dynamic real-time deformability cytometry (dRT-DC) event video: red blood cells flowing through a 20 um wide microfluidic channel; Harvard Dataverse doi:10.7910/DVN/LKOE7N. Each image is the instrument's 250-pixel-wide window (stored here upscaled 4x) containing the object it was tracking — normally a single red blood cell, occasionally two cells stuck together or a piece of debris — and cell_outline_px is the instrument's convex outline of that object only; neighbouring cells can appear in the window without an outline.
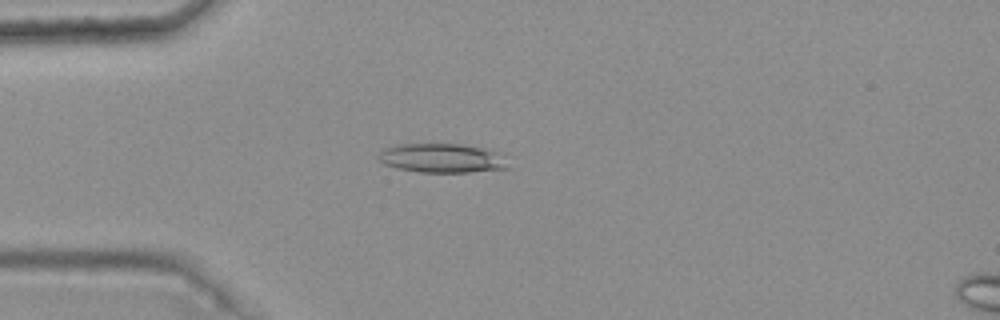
{"species": "common noctule bat (a hibernating species)", "species_latin": "Nyctalus noctula", "temperature_condition": "warm", "stored_images_in_passage": 5, "camera_frame_rate_fps": 3000, "um_per_image_px": 0.085, "animal": {"sex": "female", "body_mass_g": 25.1}, "frame": {"image": 1, "passage_image": 5, "time_ms": 1.333, "image_size_px": [1000, 320], "cell_outline_px": [[516, 156], [512, 168], [468, 172], [420, 172], [396, 168], [384, 164], [380, 160], [380, 152], [384, 148], [400, 144], [464, 144], [500, 152]], "centroid_in_image_um": [37.81, 13.44], "position_along_channel_um": 47.2, "area_um2": 22.83}}